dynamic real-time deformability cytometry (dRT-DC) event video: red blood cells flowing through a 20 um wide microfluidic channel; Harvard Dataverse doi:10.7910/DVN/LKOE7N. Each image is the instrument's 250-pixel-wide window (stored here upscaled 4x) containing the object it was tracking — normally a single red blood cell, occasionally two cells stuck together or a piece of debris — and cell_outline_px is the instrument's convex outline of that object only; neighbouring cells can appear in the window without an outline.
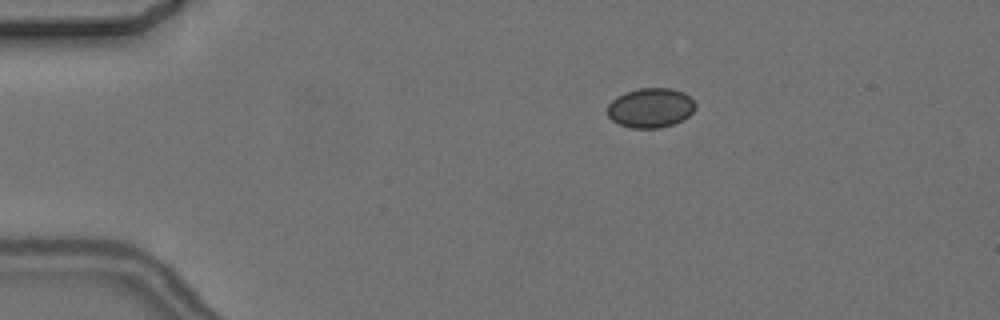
{"species": "common noctule bat (a hibernating species)", "species_latin": "Nyctalus noctula", "temperature_condition": "cold", "stored_images_in_passage": 2, "camera_frame_rate_fps": 3000, "um_per_image_px": 0.085, "animal": {"sex": "female", "body_mass_g": 24.6, "forearm_length_mm": 56.2}, "frame": {"image": 1, "passage_image": 2, "time_ms": 1.333, "image_size_px": [1000, 320], "cell_outline_px": [[696, 108], [688, 116], [672, 124], [660, 128], [632, 128], [620, 124], [612, 120], [608, 116], [608, 104], [616, 96], [624, 92], [640, 88], [668, 88], [684, 92], [696, 104]], "centroid_in_image_um": [55.28, 9.16], "position_along_channel_um": 29.7, "area_um2": 20.23}}